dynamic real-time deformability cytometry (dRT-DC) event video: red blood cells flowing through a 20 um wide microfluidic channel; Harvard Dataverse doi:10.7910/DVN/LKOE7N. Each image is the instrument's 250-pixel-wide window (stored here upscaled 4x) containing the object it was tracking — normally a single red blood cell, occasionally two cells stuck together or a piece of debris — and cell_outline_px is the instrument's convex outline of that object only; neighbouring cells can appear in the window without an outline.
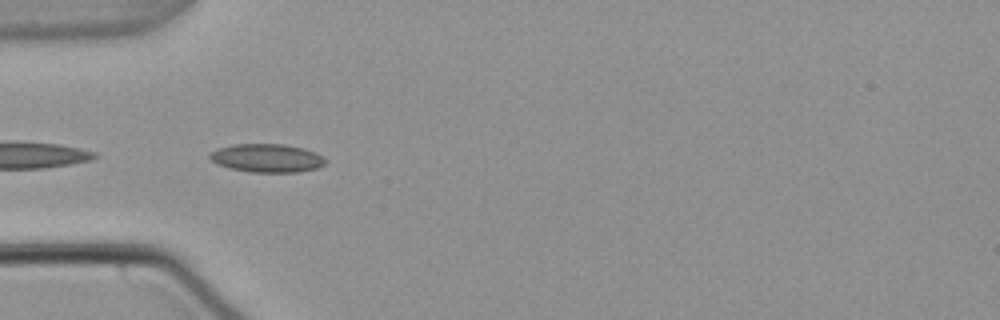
{"species": "common noctule bat (a hibernating species)", "species_latin": "Nyctalus noctula", "temperature_condition": "warm", "stored_images_in_passage": 3, "camera_frame_rate_fps": 3000, "um_per_image_px": 0.085, "animal": {"sex": "male", "body_mass_g": 21.5, "forearm_length_mm": 52.0}, "frame": {"image": 1, "passage_image": 1, "time_ms": 0.0, "image_size_px": [1000, 320], "cell_outline_px": [[328, 160], [324, 164], [316, 168], [300, 172], [252, 172], [228, 168], [216, 164], [208, 156], [212, 152], [220, 148], [232, 144], [280, 144], [304, 148], [316, 152]], "centroid_in_image_um": [22.71, 13.44], "position_along_channel_um": 62.3, "area_um2": 19.13}}